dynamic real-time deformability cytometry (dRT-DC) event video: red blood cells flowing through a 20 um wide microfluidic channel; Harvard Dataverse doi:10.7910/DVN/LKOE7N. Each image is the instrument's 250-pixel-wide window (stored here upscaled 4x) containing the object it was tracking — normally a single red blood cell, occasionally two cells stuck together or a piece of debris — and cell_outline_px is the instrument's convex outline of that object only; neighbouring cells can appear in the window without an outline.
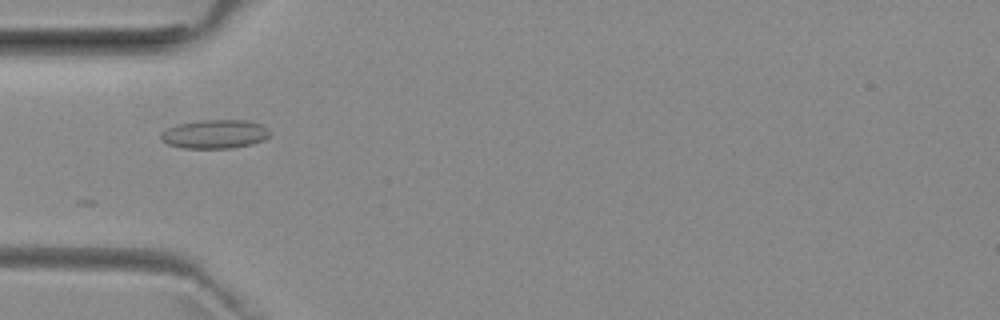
{"species": "common noctule bat (a hibernating species)", "species_latin": "Nyctalus noctula", "temperature_condition": "room temperature", "stored_images_in_passage": 27, "camera_frame_rate_fps": 3000, "um_per_image_px": 0.085, "animal": {"sex": "female", "body_mass_g": 29.2, "forearm_length_mm": 56.3}, "frame": {"image": 1, "passage_image": 1, "time_ms": 0.0, "image_size_px": [1000, 320], "cell_outline_px": [[272, 132], [264, 140], [252, 144], [232, 148], [184, 148], [168, 144], [160, 140], [160, 132], [176, 124], [200, 120], [248, 120], [260, 124], [268, 128]], "centroid_in_image_um": [18.26, 11.39], "position_along_channel_um": 66.7, "area_um2": 18.5}}
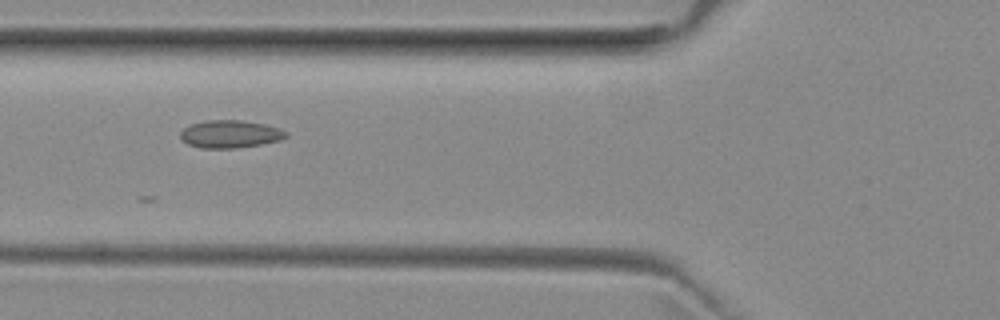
{"frame": {"image": 2, "passage_image": 4, "time_ms": 1.0, "image_size_px": [1000, 320], "cell_outline_px": [[288, 136], [280, 140], [260, 144], [236, 148], [200, 148], [188, 144], [180, 136], [180, 132], [184, 128], [192, 124], [208, 120], [240, 120], [264, 124], [280, 128], [288, 132]], "centroid_in_image_um": [19.59, 11.39], "position_along_channel_um": 106.2, "area_um2": 16.94}}
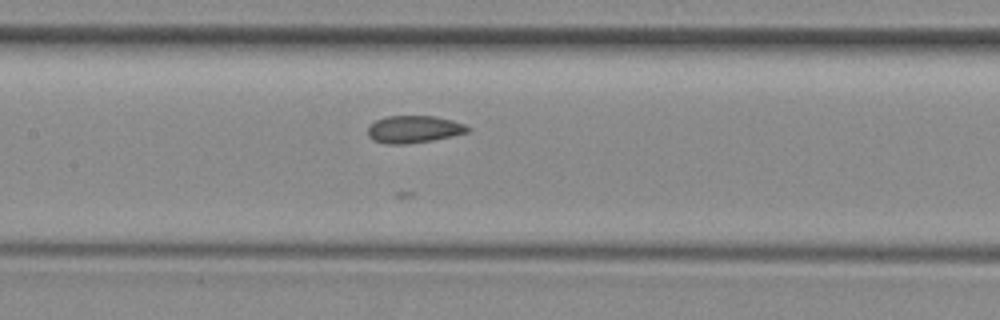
{"frame": {"image": 3, "passage_image": 9, "time_ms": 2.667, "image_size_px": [1000, 320], "cell_outline_px": [[472, 128], [468, 132], [452, 136], [432, 140], [408, 144], [384, 144], [372, 140], [368, 136], [368, 124], [376, 120], [388, 116], [436, 116], [452, 120], [464, 124]], "centroid_in_image_um": [35.16, 10.99], "position_along_channel_um": 172.2, "area_um2": 16.07}}